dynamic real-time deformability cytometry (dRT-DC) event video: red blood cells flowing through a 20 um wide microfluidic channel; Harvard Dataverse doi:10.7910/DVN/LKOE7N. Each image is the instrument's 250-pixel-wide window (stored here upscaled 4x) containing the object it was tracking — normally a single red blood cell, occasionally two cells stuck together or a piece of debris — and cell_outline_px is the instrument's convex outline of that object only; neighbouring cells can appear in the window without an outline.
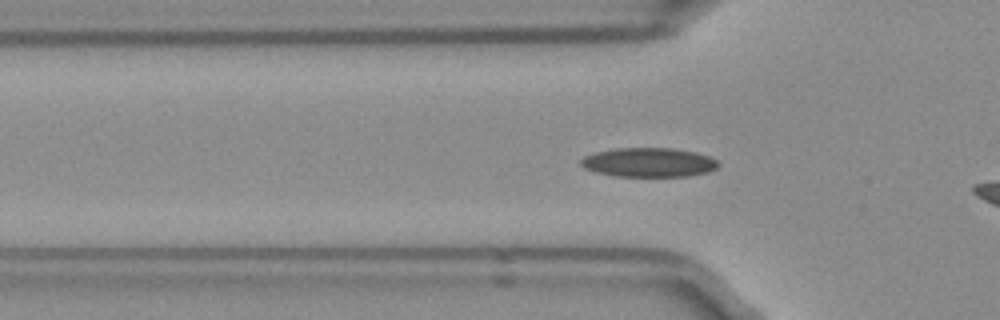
{"species": "Egyptian fruit bat (a non-hibernating species)", "species_latin": "Rousettus aegyptiacus", "temperature_condition": "room temperature", "stored_images_in_passage": 5, "camera_frame_rate_fps": 3000, "um_per_image_px": 0.085, "frame": {"image": 1, "passage_image": 2, "time_ms": 0.333, "image_size_px": [1000, 320], "cell_outline_px": [[720, 164], [716, 168], [708, 172], [688, 176], [616, 176], [596, 172], [584, 168], [580, 164], [580, 160], [584, 156], [596, 152], [616, 148], [672, 148], [696, 152], [708, 156], [716, 160]], "centroid_in_image_um": [55.14, 13.8], "position_along_channel_um": 70.7, "area_um2": 23.35}}